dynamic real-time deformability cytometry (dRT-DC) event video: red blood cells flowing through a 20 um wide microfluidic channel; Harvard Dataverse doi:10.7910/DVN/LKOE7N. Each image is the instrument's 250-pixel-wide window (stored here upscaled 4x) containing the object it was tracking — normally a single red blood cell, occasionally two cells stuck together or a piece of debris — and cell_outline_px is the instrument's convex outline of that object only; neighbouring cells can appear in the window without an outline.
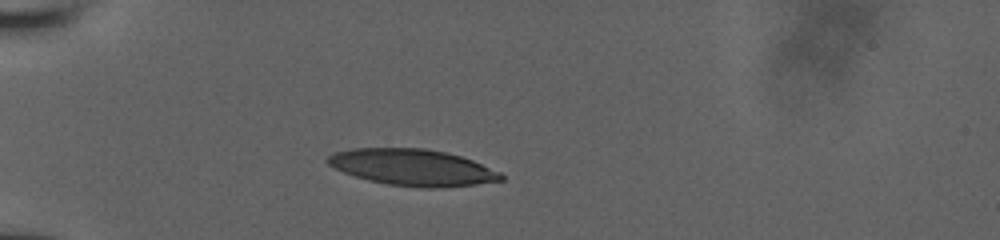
{"species": "human", "species_latin": "Homo sapiens", "temperature_condition": "room temperature", "stored_images_in_passage": 4, "camera_frame_rate_fps": 3000, "um_per_image_px": 0.085, "donor": {"sex": "male"}, "frame": {"image": 1, "passage_image": 2, "time_ms": 1.0, "image_size_px": [1000, 240], "cell_outline_px": [[504, 180], [476, 184], [440, 188], [424, 188], [388, 184], [368, 180], [344, 172], [328, 164], [324, 160], [328, 156], [336, 152], [352, 148], [424, 148], [448, 152], [472, 160], [500, 172], [504, 176]], "centroid_in_image_um": [35.08, 14.22], "position_along_channel_um": 49.9, "area_um2": 36.76}}
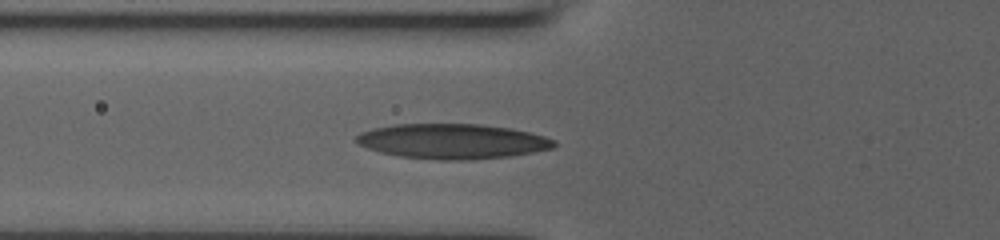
{"frame": {"image": 2, "passage_image": 4, "time_ms": 2.667, "image_size_px": [1000, 240], "cell_outline_px": [[556, 148], [512, 156], [468, 160], [440, 160], [400, 156], [380, 152], [356, 144], [356, 136], [360, 132], [376, 128], [396, 124], [480, 124], [512, 128], [544, 136], [556, 140]], "centroid_in_image_um": [38.49, 12.01], "position_along_channel_um": 87.3, "area_um2": 40.52}}